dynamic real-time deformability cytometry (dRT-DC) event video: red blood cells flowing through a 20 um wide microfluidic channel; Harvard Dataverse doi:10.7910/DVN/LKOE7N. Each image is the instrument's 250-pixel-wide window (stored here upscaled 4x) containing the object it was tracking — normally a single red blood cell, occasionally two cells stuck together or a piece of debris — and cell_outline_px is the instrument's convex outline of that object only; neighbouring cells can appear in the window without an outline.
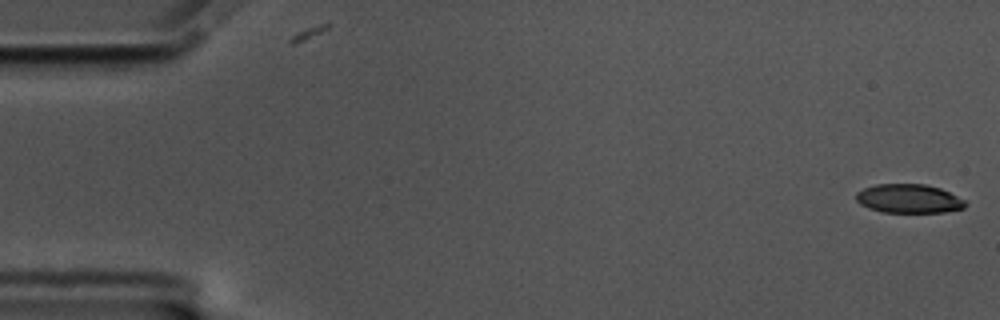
{"species": "common noctule bat (a hibernating species)", "species_latin": "Nyctalus noctula", "temperature_condition": "cold", "stored_images_in_passage": 57, "camera_frame_rate_fps": 3000, "um_per_image_px": 0.085, "animal": {"sex": "male", "body_mass_g": 17.5, "forearm_length_mm": 52.3}, "frame": {"image": 1, "passage_image": 1, "time_ms": 0.0, "image_size_px": [1000, 320], "cell_outline_px": [[968, 204], [964, 208], [944, 212], [880, 212], [868, 208], [860, 204], [856, 200], [856, 192], [864, 188], [876, 184], [924, 184], [940, 188], [964, 200]], "centroid_in_image_um": [77.22, 16.89], "position_along_channel_um": 7.8, "area_um2": 18.38}}
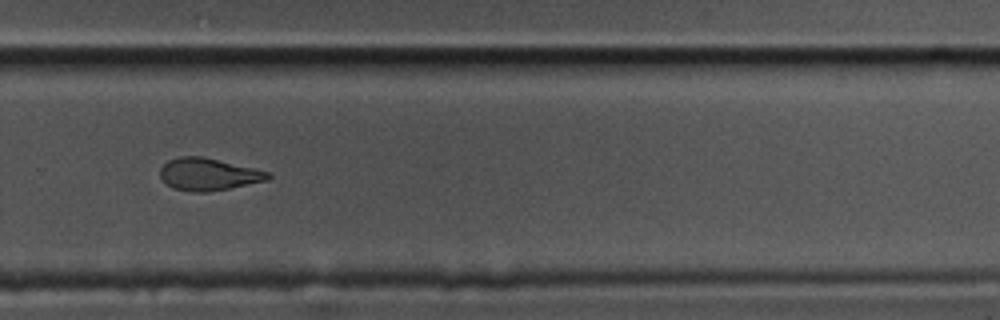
{"frame": {"image": 2, "passage_image": 39, "time_ms": 12.667, "image_size_px": [1000, 320], "cell_outline_px": [[272, 176], [268, 180], [208, 192], [192, 192], [172, 188], [160, 176], [160, 168], [168, 160], [180, 156], [204, 156], [272, 172]], "centroid_in_image_um": [17.74, 14.8], "position_along_channel_um": 312.1, "area_um2": 20.4}}
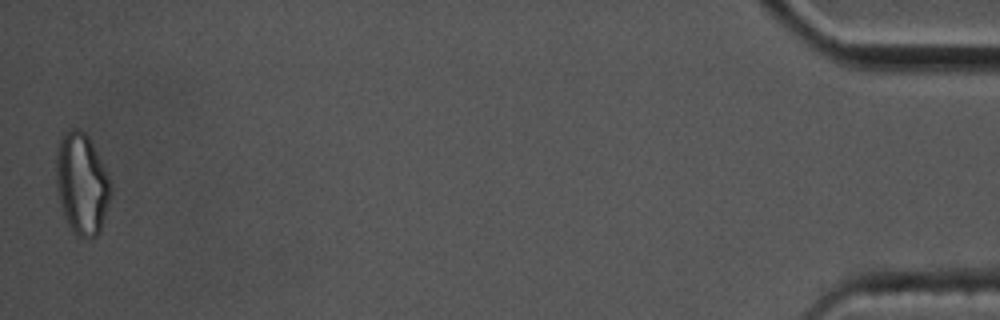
{"frame": {"image": 3, "passage_image": 57, "time_ms": 18.667, "image_size_px": [1000, 320], "cell_outline_px": [[112, 192], [100, 232], [96, 236], [80, 236], [72, 232], [64, 216], [60, 204], [56, 188], [56, 152], [60, 140], [64, 132], [72, 128], [76, 128], [84, 132], [88, 136], [108, 176], [112, 188]], "centroid_in_image_um": [6.94, 15.62], "position_along_channel_um": 428.3, "area_um2": 32.08}, "authors_computed_cell_mechanics": {"area_um2": 21.0392, "velocity_mm_per_s": 3.4917, "shape_relaxation_time_tau1_ms": 10.0798, "shape_relaxation_time_tau2_ms": 4.4681, "deformation_change_tau1": 0.2136, "deformation_change_tau2": 0.1126}}